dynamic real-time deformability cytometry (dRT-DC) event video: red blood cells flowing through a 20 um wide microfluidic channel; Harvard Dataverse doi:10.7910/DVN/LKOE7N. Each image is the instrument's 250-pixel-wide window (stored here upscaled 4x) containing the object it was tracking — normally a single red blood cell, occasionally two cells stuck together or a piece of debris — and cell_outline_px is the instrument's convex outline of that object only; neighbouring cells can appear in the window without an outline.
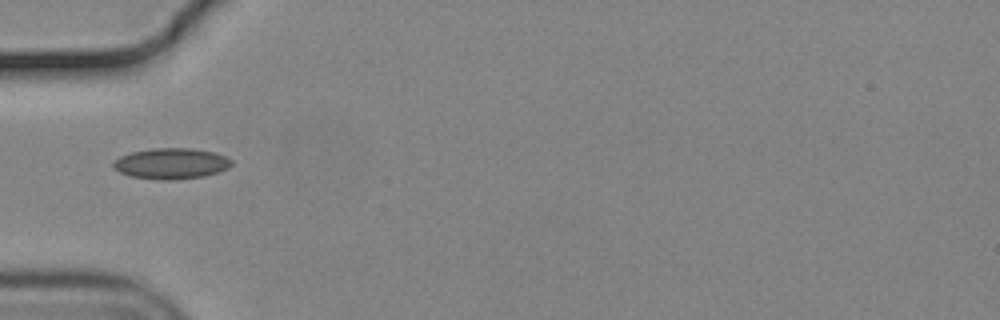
{"species": "common noctule bat (a hibernating species)", "species_latin": "Nyctalus noctula", "temperature_condition": "cold", "stored_images_in_passage": 30, "camera_frame_rate_fps": 3000, "um_per_image_px": 0.085, "animal": {"sex": "male", "body_mass_g": 19.2, "forearm_length_mm": 51.8}, "frame": {"image": 1, "passage_image": 1, "time_ms": 0.0, "image_size_px": [1000, 320], "cell_outline_px": [[232, 164], [228, 168], [204, 176], [168, 180], [160, 180], [132, 176], [120, 172], [112, 168], [112, 164], [120, 156], [132, 152], [152, 148], [192, 148], [212, 152], [224, 156], [232, 160]], "centroid_in_image_um": [14.53, 13.89], "position_along_channel_um": 70.5, "area_um2": 21.04}}
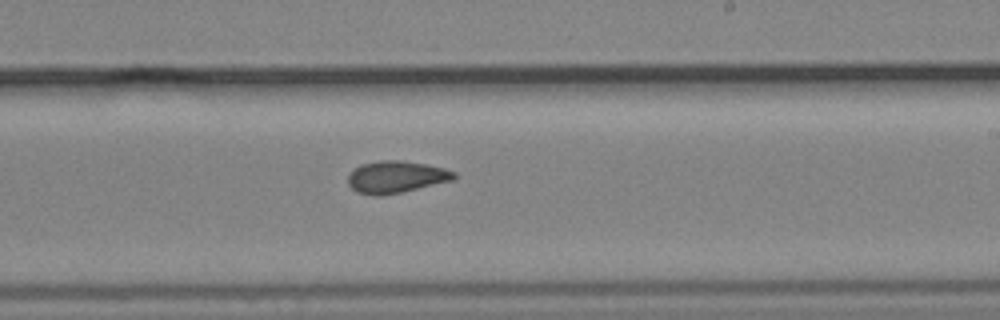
{"frame": {"image": 2, "passage_image": 16, "time_ms": 5.0, "image_size_px": [1000, 320], "cell_outline_px": [[456, 176], [452, 180], [400, 192], [380, 196], [376, 196], [356, 192], [348, 184], [348, 172], [352, 168], [360, 164], [380, 160], [400, 160], [428, 164], [444, 168], [456, 172]], "centroid_in_image_um": [33.61, 15.02], "position_along_channel_um": 255.4, "area_um2": 19.88}}
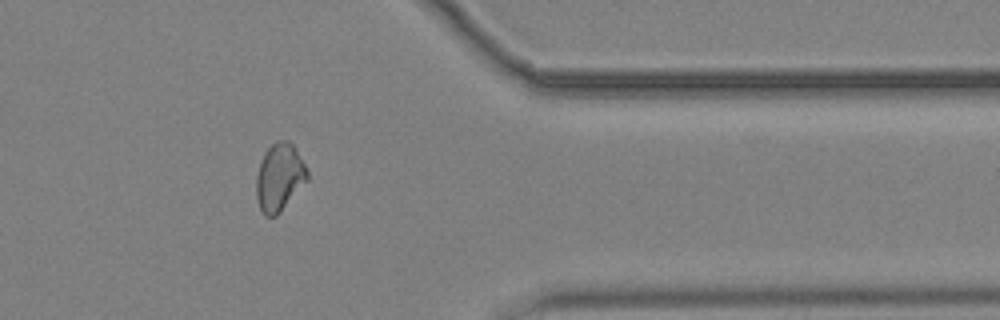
{"frame": {"image": 3, "passage_image": 28, "time_ms": 9.0, "image_size_px": [1000, 320], "cell_outline_px": [[308, 180], [280, 212], [276, 216], [264, 216], [260, 208], [256, 196], [256, 176], [260, 160], [264, 152], [276, 140], [288, 140], [292, 144], [304, 164], [308, 172]], "centroid_in_image_um": [23.73, 15.07], "position_along_channel_um": 387.7, "area_um2": 20.06}, "authors_computed_cell_mechanics": {"area_um2": 19.652, "velocity_mm_per_s": 3.6882, "shape_relaxation_time_tau1_ms": null, "shape_relaxation_time_tau2_ms": 4.5161, "deformation_change_tau1": null, "deformation_change_tau2": 0.0887}}